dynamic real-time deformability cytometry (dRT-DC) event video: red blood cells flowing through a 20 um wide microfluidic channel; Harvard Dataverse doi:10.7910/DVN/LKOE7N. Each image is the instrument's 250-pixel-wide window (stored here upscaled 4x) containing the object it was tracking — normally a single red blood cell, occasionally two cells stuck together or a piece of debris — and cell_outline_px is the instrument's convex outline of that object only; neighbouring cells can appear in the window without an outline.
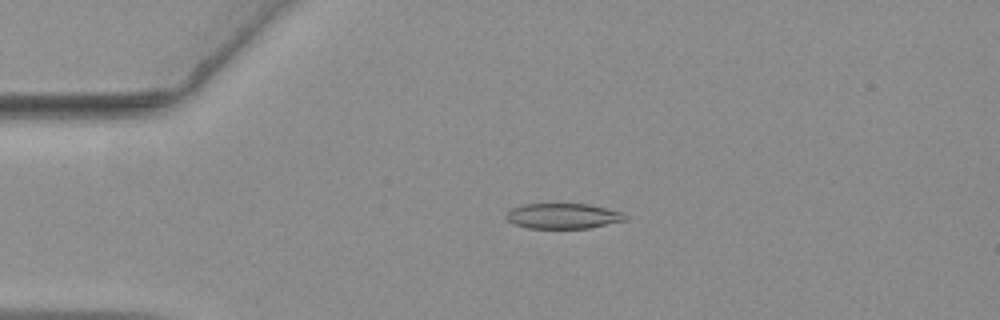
{"species": "common noctule bat (a hibernating species)", "species_latin": "Nyctalus noctula", "temperature_condition": "warm", "stored_images_in_passage": 56, "camera_frame_rate_fps": 3000, "um_per_image_px": 0.085, "animal": {"sex": "female", "body_mass_g": 19.3, "forearm_length_mm": 54.1}, "frame": {"image": 1, "passage_image": 13, "time_ms": 4.0, "image_size_px": [1000, 320], "cell_outline_px": [[628, 220], [588, 228], [528, 228], [516, 224], [508, 220], [504, 216], [512, 208], [520, 204], [588, 204], [620, 212], [628, 216]], "centroid_in_image_um": [47.85, 18.36], "position_along_channel_um": 37.1, "area_um2": 17.46}}
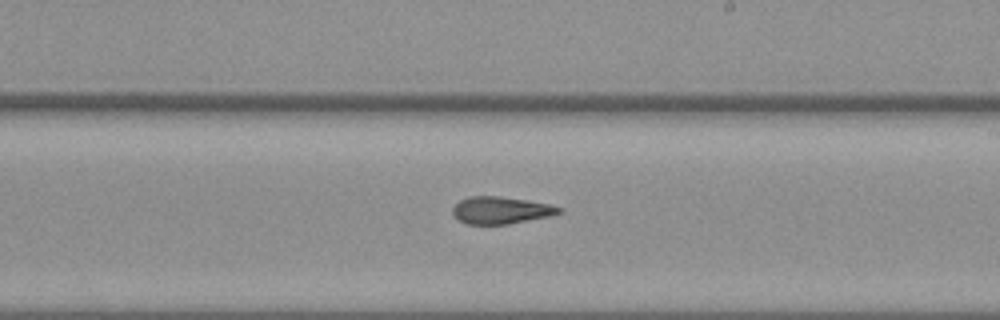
{"frame": {"image": 2, "passage_image": 33, "time_ms": 10.667, "image_size_px": [1000, 320], "cell_outline_px": [[564, 212], [548, 216], [508, 224], [464, 224], [452, 212], [452, 208], [460, 200], [468, 196], [500, 196], [548, 204], [564, 208]], "centroid_in_image_um": [42.57, 17.87], "position_along_channel_um": 246.4, "area_um2": 16.7}}
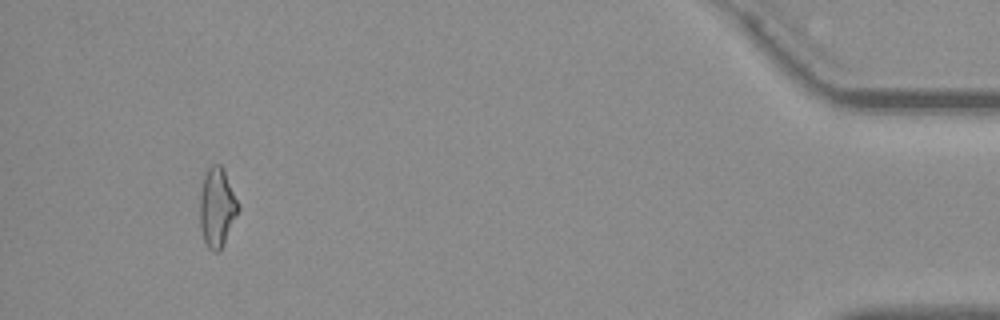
{"frame": {"image": 3, "passage_image": 53, "time_ms": 17.333, "image_size_px": [1000, 320], "cell_outline_px": [[240, 208], [224, 244], [220, 252], [212, 252], [208, 248], [204, 240], [200, 228], [200, 192], [204, 176], [208, 168], [212, 164], [220, 164], [240, 204]], "centroid_in_image_um": [18.45, 17.67], "position_along_channel_um": 416.8, "area_um2": 17.74}, "authors_computed_cell_mechanics": {"area_um2": 17.4556, "velocity_mm_per_s": 3.6617, "shape_relaxation_time_tau1_ms": null, "shape_relaxation_time_tau2_ms": 6.0402, "deformation_change_tau1": null, "deformation_change_tau2": 0.1276}}